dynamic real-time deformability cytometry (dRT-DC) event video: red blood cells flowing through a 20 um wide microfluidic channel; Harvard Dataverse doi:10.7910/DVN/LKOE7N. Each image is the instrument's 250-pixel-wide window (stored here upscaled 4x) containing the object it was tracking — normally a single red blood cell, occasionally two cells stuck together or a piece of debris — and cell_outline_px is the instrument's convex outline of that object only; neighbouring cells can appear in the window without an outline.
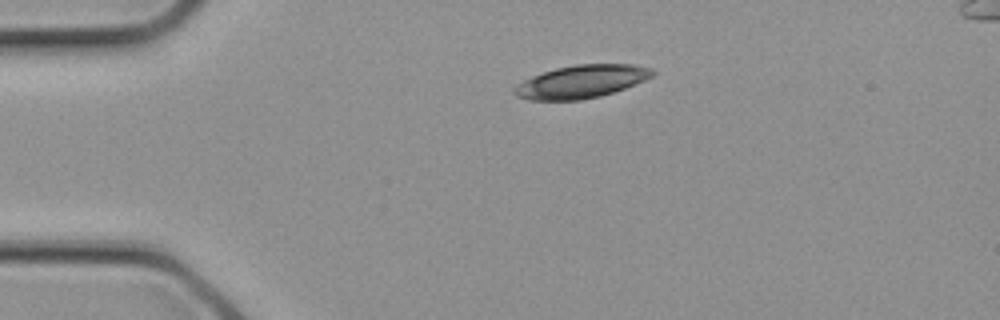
{"species": "common noctule bat (a hibernating species)", "species_latin": "Nyctalus noctula", "temperature_condition": "cold", "stored_images_in_passage": 2, "camera_frame_rate_fps": 3000, "um_per_image_px": 0.085, "animal": {"sex": "female", "body_mass_g": 21.9}, "frame": {"image": 1, "passage_image": 1, "time_ms": 0.0, "image_size_px": [1000, 320], "cell_outline_px": [[656, 72], [652, 76], [644, 80], [624, 88], [600, 96], [580, 100], [528, 100], [516, 96], [512, 92], [512, 88], [516, 84], [532, 76], [556, 68], [576, 64], [636, 64], [652, 68]], "centroid_in_image_um": [49.39, 6.93], "position_along_channel_um": 35.6, "area_um2": 26.53}}